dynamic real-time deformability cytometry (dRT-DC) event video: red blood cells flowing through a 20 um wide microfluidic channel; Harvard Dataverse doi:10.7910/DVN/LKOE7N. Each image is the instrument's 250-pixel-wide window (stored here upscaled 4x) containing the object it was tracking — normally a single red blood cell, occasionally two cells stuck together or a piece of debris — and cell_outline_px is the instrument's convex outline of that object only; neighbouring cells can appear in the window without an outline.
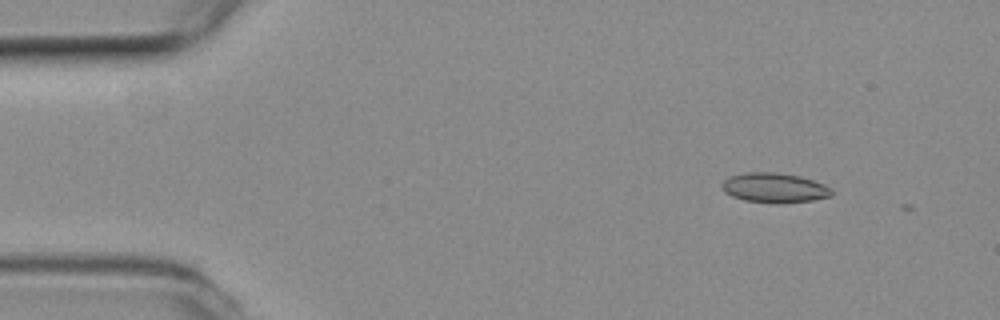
{"species": "common noctule bat (a hibernating species)", "species_latin": "Nyctalus noctula", "temperature_condition": "room temperature", "stored_images_in_passage": 5, "camera_frame_rate_fps": 3000, "um_per_image_px": 0.085, "animal": {"sex": "female", "body_mass_g": 19.3, "forearm_length_mm": 54.1}, "frame": {"image": 1, "passage_image": 1, "time_ms": 0.0, "image_size_px": [1000, 320], "cell_outline_px": [[832, 196], [812, 200], [780, 204], [776, 204], [744, 200], [732, 196], [724, 192], [720, 184], [724, 180], [732, 176], [748, 172], [776, 172], [800, 176], [824, 184], [832, 188]], "centroid_in_image_um": [65.83, 15.97], "position_along_channel_um": 19.2, "area_um2": 19.13}}